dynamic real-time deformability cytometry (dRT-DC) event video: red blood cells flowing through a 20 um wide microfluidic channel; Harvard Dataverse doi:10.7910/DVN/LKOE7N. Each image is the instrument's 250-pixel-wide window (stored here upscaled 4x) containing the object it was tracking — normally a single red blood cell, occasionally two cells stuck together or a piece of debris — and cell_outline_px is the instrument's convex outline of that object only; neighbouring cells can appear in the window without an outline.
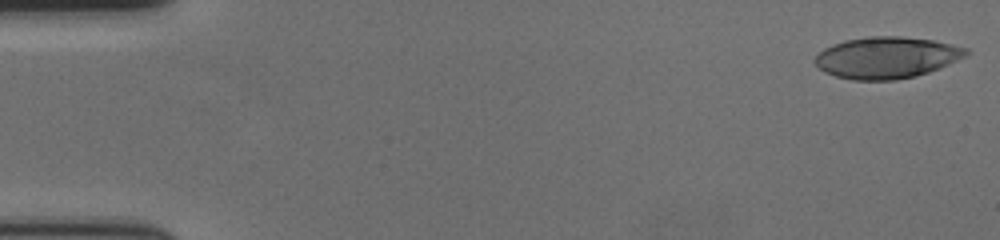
{"species": "human", "species_latin": "Homo sapiens", "temperature_condition": "cold", "stored_images_in_passage": 58, "camera_frame_rate_fps": 3000, "um_per_image_px": 0.085, "donor": {"sex": "female"}, "frame": {"image": 1, "passage_image": 1, "time_ms": 0.0, "image_size_px": [1000, 240], "cell_outline_px": [[968, 52], [964, 56], [940, 68], [916, 76], [896, 80], [852, 80], [836, 76], [824, 72], [812, 60], [824, 48], [832, 44], [844, 40], [868, 36], [900, 36], [932, 40], [952, 44], [968, 48]], "centroid_in_image_um": [75.33, 4.89], "position_along_channel_um": 9.7, "area_um2": 36.59}}
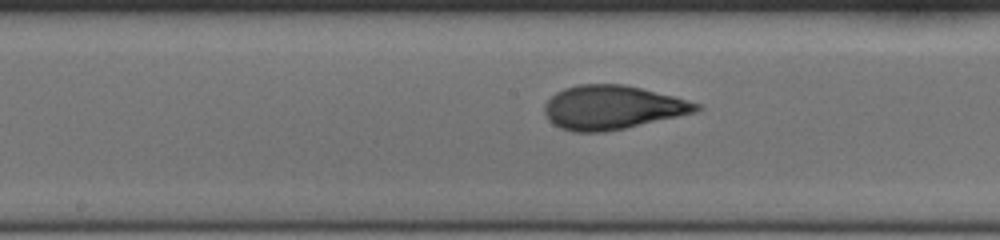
{"frame": {"image": 2, "passage_image": 30, "time_ms": 9.667, "image_size_px": [1000, 240], "cell_outline_px": [[704, 108], [696, 112], [624, 128], [604, 132], [576, 132], [560, 128], [552, 124], [548, 120], [544, 112], [544, 104], [556, 92], [564, 88], [576, 84], [624, 84], [676, 96], [700, 104]], "centroid_in_image_um": [52.04, 9.12], "position_along_channel_um": 196.2, "area_um2": 38.96}}
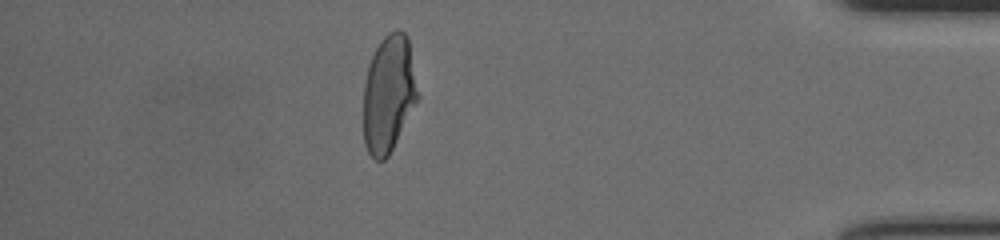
{"frame": {"image": 3, "passage_image": 51, "time_ms": 16.667, "image_size_px": [1000, 240], "cell_outline_px": [[420, 96], [388, 156], [384, 160], [376, 160], [368, 152], [364, 144], [364, 84], [368, 64], [380, 40], [388, 32], [396, 28], [404, 32], [408, 40]], "centroid_in_image_um": [33.04, 7.95], "position_along_channel_um": 402.2, "area_um2": 37.11}, "authors_computed_cell_mechanics": {"area_um2": 37.9168, "velocity_mm_per_s": 3.5468, "shape_relaxation_time_tau1_ms": 4.849, "shape_relaxation_time_tau2_ms": 1.0805, "deformation_change_tau1": 0.2001, "deformation_change_tau2": 0.0758}}